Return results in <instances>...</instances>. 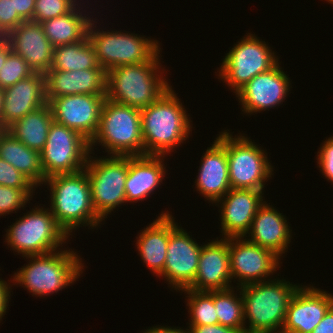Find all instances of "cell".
<instances>
[{
    "label": "cell",
    "instance_id": "cell-1",
    "mask_svg": "<svg viewBox=\"0 0 333 333\" xmlns=\"http://www.w3.org/2000/svg\"><path fill=\"white\" fill-rule=\"evenodd\" d=\"M175 92L171 86L156 102L140 110L144 155L167 156L189 138L192 120Z\"/></svg>",
    "mask_w": 333,
    "mask_h": 333
},
{
    "label": "cell",
    "instance_id": "cell-2",
    "mask_svg": "<svg viewBox=\"0 0 333 333\" xmlns=\"http://www.w3.org/2000/svg\"><path fill=\"white\" fill-rule=\"evenodd\" d=\"M44 185L50 190V211L57 224L70 237L78 227L97 228L102 220L97 216L91 201L86 170L47 177Z\"/></svg>",
    "mask_w": 333,
    "mask_h": 333
},
{
    "label": "cell",
    "instance_id": "cell-3",
    "mask_svg": "<svg viewBox=\"0 0 333 333\" xmlns=\"http://www.w3.org/2000/svg\"><path fill=\"white\" fill-rule=\"evenodd\" d=\"M159 54L146 63L122 65L107 71L106 99L139 110L156 102L171 87L162 75L165 70L160 65Z\"/></svg>",
    "mask_w": 333,
    "mask_h": 333
},
{
    "label": "cell",
    "instance_id": "cell-4",
    "mask_svg": "<svg viewBox=\"0 0 333 333\" xmlns=\"http://www.w3.org/2000/svg\"><path fill=\"white\" fill-rule=\"evenodd\" d=\"M299 287L280 278L241 286L245 333H281L288 304Z\"/></svg>",
    "mask_w": 333,
    "mask_h": 333
},
{
    "label": "cell",
    "instance_id": "cell-5",
    "mask_svg": "<svg viewBox=\"0 0 333 333\" xmlns=\"http://www.w3.org/2000/svg\"><path fill=\"white\" fill-rule=\"evenodd\" d=\"M72 249H58L42 255L28 256L29 263L13 274L12 283L23 286L34 296L43 297L57 293L83 273L84 263ZM17 283V284H16Z\"/></svg>",
    "mask_w": 333,
    "mask_h": 333
},
{
    "label": "cell",
    "instance_id": "cell-6",
    "mask_svg": "<svg viewBox=\"0 0 333 333\" xmlns=\"http://www.w3.org/2000/svg\"><path fill=\"white\" fill-rule=\"evenodd\" d=\"M97 144L108 156L144 155L141 133V111L106 99L103 103L97 133L90 141L93 155Z\"/></svg>",
    "mask_w": 333,
    "mask_h": 333
},
{
    "label": "cell",
    "instance_id": "cell-7",
    "mask_svg": "<svg viewBox=\"0 0 333 333\" xmlns=\"http://www.w3.org/2000/svg\"><path fill=\"white\" fill-rule=\"evenodd\" d=\"M94 19L89 23L87 36L95 49L99 65L106 72L122 65L149 62L162 52L158 40L125 30H100L95 24L96 17Z\"/></svg>",
    "mask_w": 333,
    "mask_h": 333
},
{
    "label": "cell",
    "instance_id": "cell-8",
    "mask_svg": "<svg viewBox=\"0 0 333 333\" xmlns=\"http://www.w3.org/2000/svg\"><path fill=\"white\" fill-rule=\"evenodd\" d=\"M40 206L16 219L6 230L5 243L23 258L54 252L69 238L57 224L49 207Z\"/></svg>",
    "mask_w": 333,
    "mask_h": 333
},
{
    "label": "cell",
    "instance_id": "cell-9",
    "mask_svg": "<svg viewBox=\"0 0 333 333\" xmlns=\"http://www.w3.org/2000/svg\"><path fill=\"white\" fill-rule=\"evenodd\" d=\"M85 170L93 208L103 221L114 209L126 203L125 182L129 156L109 155L97 158L89 155Z\"/></svg>",
    "mask_w": 333,
    "mask_h": 333
},
{
    "label": "cell",
    "instance_id": "cell-10",
    "mask_svg": "<svg viewBox=\"0 0 333 333\" xmlns=\"http://www.w3.org/2000/svg\"><path fill=\"white\" fill-rule=\"evenodd\" d=\"M274 52L257 35L247 33L225 54L218 69V79L236 94L256 75L270 70L279 62Z\"/></svg>",
    "mask_w": 333,
    "mask_h": 333
},
{
    "label": "cell",
    "instance_id": "cell-11",
    "mask_svg": "<svg viewBox=\"0 0 333 333\" xmlns=\"http://www.w3.org/2000/svg\"><path fill=\"white\" fill-rule=\"evenodd\" d=\"M249 139L250 137L244 134L233 136L228 129L226 130L230 186L232 189H254L264 192L265 183L274 175V169L265 149Z\"/></svg>",
    "mask_w": 333,
    "mask_h": 333
},
{
    "label": "cell",
    "instance_id": "cell-12",
    "mask_svg": "<svg viewBox=\"0 0 333 333\" xmlns=\"http://www.w3.org/2000/svg\"><path fill=\"white\" fill-rule=\"evenodd\" d=\"M90 154V141L76 130L53 121L41 151L44 176L79 172L85 169Z\"/></svg>",
    "mask_w": 333,
    "mask_h": 333
},
{
    "label": "cell",
    "instance_id": "cell-13",
    "mask_svg": "<svg viewBox=\"0 0 333 333\" xmlns=\"http://www.w3.org/2000/svg\"><path fill=\"white\" fill-rule=\"evenodd\" d=\"M228 250L231 277L238 282L236 287L271 280L268 277L282 264L272 250L253 244L246 237L228 238Z\"/></svg>",
    "mask_w": 333,
    "mask_h": 333
},
{
    "label": "cell",
    "instance_id": "cell-14",
    "mask_svg": "<svg viewBox=\"0 0 333 333\" xmlns=\"http://www.w3.org/2000/svg\"><path fill=\"white\" fill-rule=\"evenodd\" d=\"M106 95L78 94L50 99L53 120L76 130L88 141L97 133Z\"/></svg>",
    "mask_w": 333,
    "mask_h": 333
},
{
    "label": "cell",
    "instance_id": "cell-15",
    "mask_svg": "<svg viewBox=\"0 0 333 333\" xmlns=\"http://www.w3.org/2000/svg\"><path fill=\"white\" fill-rule=\"evenodd\" d=\"M279 64L278 62L270 70L256 75L235 94L244 114L254 115L269 111L286 100L291 79Z\"/></svg>",
    "mask_w": 333,
    "mask_h": 333
},
{
    "label": "cell",
    "instance_id": "cell-16",
    "mask_svg": "<svg viewBox=\"0 0 333 333\" xmlns=\"http://www.w3.org/2000/svg\"><path fill=\"white\" fill-rule=\"evenodd\" d=\"M190 237L179 225L171 231L164 270L158 276L164 277L171 289L176 291L188 288L194 282L198 270L202 245Z\"/></svg>",
    "mask_w": 333,
    "mask_h": 333
},
{
    "label": "cell",
    "instance_id": "cell-17",
    "mask_svg": "<svg viewBox=\"0 0 333 333\" xmlns=\"http://www.w3.org/2000/svg\"><path fill=\"white\" fill-rule=\"evenodd\" d=\"M333 306V295L302 285L293 294L281 333H311Z\"/></svg>",
    "mask_w": 333,
    "mask_h": 333
},
{
    "label": "cell",
    "instance_id": "cell-18",
    "mask_svg": "<svg viewBox=\"0 0 333 333\" xmlns=\"http://www.w3.org/2000/svg\"><path fill=\"white\" fill-rule=\"evenodd\" d=\"M263 195V191L259 190L231 188L215 202L221 212L219 216L222 238L246 236L259 207L265 202Z\"/></svg>",
    "mask_w": 333,
    "mask_h": 333
},
{
    "label": "cell",
    "instance_id": "cell-19",
    "mask_svg": "<svg viewBox=\"0 0 333 333\" xmlns=\"http://www.w3.org/2000/svg\"><path fill=\"white\" fill-rule=\"evenodd\" d=\"M214 142L202 155L198 175L195 180L196 191L210 203L221 199L231 189L226 153V130L219 133Z\"/></svg>",
    "mask_w": 333,
    "mask_h": 333
},
{
    "label": "cell",
    "instance_id": "cell-20",
    "mask_svg": "<svg viewBox=\"0 0 333 333\" xmlns=\"http://www.w3.org/2000/svg\"><path fill=\"white\" fill-rule=\"evenodd\" d=\"M218 239L202 246L195 280L188 289L217 291L234 287L231 283L228 238Z\"/></svg>",
    "mask_w": 333,
    "mask_h": 333
},
{
    "label": "cell",
    "instance_id": "cell-21",
    "mask_svg": "<svg viewBox=\"0 0 333 333\" xmlns=\"http://www.w3.org/2000/svg\"><path fill=\"white\" fill-rule=\"evenodd\" d=\"M46 104L45 74L34 73L3 89L0 129H7L15 121Z\"/></svg>",
    "mask_w": 333,
    "mask_h": 333
},
{
    "label": "cell",
    "instance_id": "cell-22",
    "mask_svg": "<svg viewBox=\"0 0 333 333\" xmlns=\"http://www.w3.org/2000/svg\"><path fill=\"white\" fill-rule=\"evenodd\" d=\"M14 53L20 55L34 73L50 70L54 47L40 23L24 21L6 36Z\"/></svg>",
    "mask_w": 333,
    "mask_h": 333
},
{
    "label": "cell",
    "instance_id": "cell-23",
    "mask_svg": "<svg viewBox=\"0 0 333 333\" xmlns=\"http://www.w3.org/2000/svg\"><path fill=\"white\" fill-rule=\"evenodd\" d=\"M106 80L107 72L103 68L49 70L45 73L46 100L78 94L106 95Z\"/></svg>",
    "mask_w": 333,
    "mask_h": 333
},
{
    "label": "cell",
    "instance_id": "cell-24",
    "mask_svg": "<svg viewBox=\"0 0 333 333\" xmlns=\"http://www.w3.org/2000/svg\"><path fill=\"white\" fill-rule=\"evenodd\" d=\"M266 201L259 207L251 228L245 237L248 241L272 250L280 258L288 249L292 229L287 218Z\"/></svg>",
    "mask_w": 333,
    "mask_h": 333
},
{
    "label": "cell",
    "instance_id": "cell-25",
    "mask_svg": "<svg viewBox=\"0 0 333 333\" xmlns=\"http://www.w3.org/2000/svg\"><path fill=\"white\" fill-rule=\"evenodd\" d=\"M167 210L146 228L140 230L135 244L138 254L149 270L158 277L164 270L171 231L178 225Z\"/></svg>",
    "mask_w": 333,
    "mask_h": 333
},
{
    "label": "cell",
    "instance_id": "cell-26",
    "mask_svg": "<svg viewBox=\"0 0 333 333\" xmlns=\"http://www.w3.org/2000/svg\"><path fill=\"white\" fill-rule=\"evenodd\" d=\"M163 155L129 156L125 182L126 203L144 201L161 185L166 174Z\"/></svg>",
    "mask_w": 333,
    "mask_h": 333
},
{
    "label": "cell",
    "instance_id": "cell-27",
    "mask_svg": "<svg viewBox=\"0 0 333 333\" xmlns=\"http://www.w3.org/2000/svg\"><path fill=\"white\" fill-rule=\"evenodd\" d=\"M0 158L26 176L37 188L44 184L46 177L41 152L28 148L6 129L0 130Z\"/></svg>",
    "mask_w": 333,
    "mask_h": 333
},
{
    "label": "cell",
    "instance_id": "cell-28",
    "mask_svg": "<svg viewBox=\"0 0 333 333\" xmlns=\"http://www.w3.org/2000/svg\"><path fill=\"white\" fill-rule=\"evenodd\" d=\"M81 7L80 2L69 13L40 23L53 47L80 42L87 36L92 17Z\"/></svg>",
    "mask_w": 333,
    "mask_h": 333
},
{
    "label": "cell",
    "instance_id": "cell-29",
    "mask_svg": "<svg viewBox=\"0 0 333 333\" xmlns=\"http://www.w3.org/2000/svg\"><path fill=\"white\" fill-rule=\"evenodd\" d=\"M53 121L51 108L47 103L15 121L6 130L28 148L41 152Z\"/></svg>",
    "mask_w": 333,
    "mask_h": 333
},
{
    "label": "cell",
    "instance_id": "cell-30",
    "mask_svg": "<svg viewBox=\"0 0 333 333\" xmlns=\"http://www.w3.org/2000/svg\"><path fill=\"white\" fill-rule=\"evenodd\" d=\"M90 68L102 67L88 36L80 42L54 47L50 70L76 71Z\"/></svg>",
    "mask_w": 333,
    "mask_h": 333
},
{
    "label": "cell",
    "instance_id": "cell-31",
    "mask_svg": "<svg viewBox=\"0 0 333 333\" xmlns=\"http://www.w3.org/2000/svg\"><path fill=\"white\" fill-rule=\"evenodd\" d=\"M235 289L239 291V296ZM214 306L220 325L245 333L244 303L240 287L214 291Z\"/></svg>",
    "mask_w": 333,
    "mask_h": 333
},
{
    "label": "cell",
    "instance_id": "cell-32",
    "mask_svg": "<svg viewBox=\"0 0 333 333\" xmlns=\"http://www.w3.org/2000/svg\"><path fill=\"white\" fill-rule=\"evenodd\" d=\"M187 294L189 325L219 324L214 306V291H195L185 288L180 293Z\"/></svg>",
    "mask_w": 333,
    "mask_h": 333
},
{
    "label": "cell",
    "instance_id": "cell-33",
    "mask_svg": "<svg viewBox=\"0 0 333 333\" xmlns=\"http://www.w3.org/2000/svg\"><path fill=\"white\" fill-rule=\"evenodd\" d=\"M33 74L34 72L25 60L20 55L11 51L0 69V89L10 87Z\"/></svg>",
    "mask_w": 333,
    "mask_h": 333
},
{
    "label": "cell",
    "instance_id": "cell-34",
    "mask_svg": "<svg viewBox=\"0 0 333 333\" xmlns=\"http://www.w3.org/2000/svg\"><path fill=\"white\" fill-rule=\"evenodd\" d=\"M34 191L35 189H16L0 185V216L24 209L32 199Z\"/></svg>",
    "mask_w": 333,
    "mask_h": 333
},
{
    "label": "cell",
    "instance_id": "cell-35",
    "mask_svg": "<svg viewBox=\"0 0 333 333\" xmlns=\"http://www.w3.org/2000/svg\"><path fill=\"white\" fill-rule=\"evenodd\" d=\"M79 2V0H36L33 22L41 23L65 15Z\"/></svg>",
    "mask_w": 333,
    "mask_h": 333
},
{
    "label": "cell",
    "instance_id": "cell-36",
    "mask_svg": "<svg viewBox=\"0 0 333 333\" xmlns=\"http://www.w3.org/2000/svg\"><path fill=\"white\" fill-rule=\"evenodd\" d=\"M0 185L16 189H36L37 187L8 162L0 158Z\"/></svg>",
    "mask_w": 333,
    "mask_h": 333
},
{
    "label": "cell",
    "instance_id": "cell-37",
    "mask_svg": "<svg viewBox=\"0 0 333 333\" xmlns=\"http://www.w3.org/2000/svg\"><path fill=\"white\" fill-rule=\"evenodd\" d=\"M24 21L14 12L13 0H0V36H6Z\"/></svg>",
    "mask_w": 333,
    "mask_h": 333
},
{
    "label": "cell",
    "instance_id": "cell-38",
    "mask_svg": "<svg viewBox=\"0 0 333 333\" xmlns=\"http://www.w3.org/2000/svg\"><path fill=\"white\" fill-rule=\"evenodd\" d=\"M317 164L322 175L333 184V136L326 138L318 150Z\"/></svg>",
    "mask_w": 333,
    "mask_h": 333
},
{
    "label": "cell",
    "instance_id": "cell-39",
    "mask_svg": "<svg viewBox=\"0 0 333 333\" xmlns=\"http://www.w3.org/2000/svg\"><path fill=\"white\" fill-rule=\"evenodd\" d=\"M188 333H241L238 329L216 324V325H189Z\"/></svg>",
    "mask_w": 333,
    "mask_h": 333
},
{
    "label": "cell",
    "instance_id": "cell-40",
    "mask_svg": "<svg viewBox=\"0 0 333 333\" xmlns=\"http://www.w3.org/2000/svg\"><path fill=\"white\" fill-rule=\"evenodd\" d=\"M36 0H13L14 12L25 21H33Z\"/></svg>",
    "mask_w": 333,
    "mask_h": 333
},
{
    "label": "cell",
    "instance_id": "cell-41",
    "mask_svg": "<svg viewBox=\"0 0 333 333\" xmlns=\"http://www.w3.org/2000/svg\"><path fill=\"white\" fill-rule=\"evenodd\" d=\"M11 285L10 282L8 283L3 279L0 278V322L4 315L6 314V311L8 310L7 308L9 305L10 301V296H11Z\"/></svg>",
    "mask_w": 333,
    "mask_h": 333
},
{
    "label": "cell",
    "instance_id": "cell-42",
    "mask_svg": "<svg viewBox=\"0 0 333 333\" xmlns=\"http://www.w3.org/2000/svg\"><path fill=\"white\" fill-rule=\"evenodd\" d=\"M311 333H333V306Z\"/></svg>",
    "mask_w": 333,
    "mask_h": 333
},
{
    "label": "cell",
    "instance_id": "cell-43",
    "mask_svg": "<svg viewBox=\"0 0 333 333\" xmlns=\"http://www.w3.org/2000/svg\"><path fill=\"white\" fill-rule=\"evenodd\" d=\"M143 333H188V329H181L180 327H170V326H153Z\"/></svg>",
    "mask_w": 333,
    "mask_h": 333
},
{
    "label": "cell",
    "instance_id": "cell-44",
    "mask_svg": "<svg viewBox=\"0 0 333 333\" xmlns=\"http://www.w3.org/2000/svg\"><path fill=\"white\" fill-rule=\"evenodd\" d=\"M11 51L12 49L8 39L5 36H0V69L2 68Z\"/></svg>",
    "mask_w": 333,
    "mask_h": 333
},
{
    "label": "cell",
    "instance_id": "cell-45",
    "mask_svg": "<svg viewBox=\"0 0 333 333\" xmlns=\"http://www.w3.org/2000/svg\"><path fill=\"white\" fill-rule=\"evenodd\" d=\"M2 105H3V89H0V118H1Z\"/></svg>",
    "mask_w": 333,
    "mask_h": 333
},
{
    "label": "cell",
    "instance_id": "cell-46",
    "mask_svg": "<svg viewBox=\"0 0 333 333\" xmlns=\"http://www.w3.org/2000/svg\"><path fill=\"white\" fill-rule=\"evenodd\" d=\"M328 3L333 4V0H327Z\"/></svg>",
    "mask_w": 333,
    "mask_h": 333
}]
</instances>
